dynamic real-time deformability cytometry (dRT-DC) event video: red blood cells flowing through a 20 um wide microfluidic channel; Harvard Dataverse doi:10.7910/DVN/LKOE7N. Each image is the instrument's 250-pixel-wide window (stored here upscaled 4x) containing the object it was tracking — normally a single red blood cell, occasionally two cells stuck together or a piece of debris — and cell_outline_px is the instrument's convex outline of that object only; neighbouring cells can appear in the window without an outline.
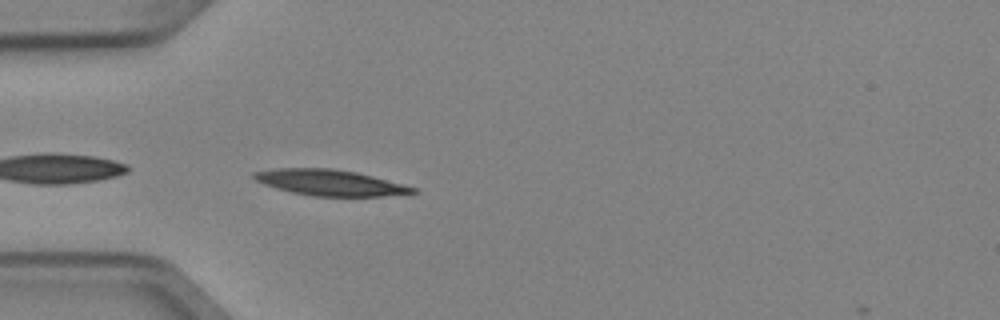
{"species": "Egyptian fruit bat (a non-hibernating species)", "species_latin": "Rousettus aegyptiacus", "temperature_condition": "cold", "stored_images_in_passage": 3, "camera_frame_rate_fps": 3000, "um_per_image_px": 0.085, "animal": {"sex": "female"}, "frame": {"image": 1, "passage_image": 3, "time_ms": 0.667, "image_size_px": [1000, 320], "cell_outline_px": [[420, 192], [384, 196], [312, 196], [292, 192], [276, 188], [264, 184], [256, 180], [252, 176], [252, 172], [276, 168], [332, 168], [356, 172], [404, 184], [416, 188]], "centroid_in_image_um": [28.05, 15.52], "position_along_channel_um": 56.9, "area_um2": 23.93}}